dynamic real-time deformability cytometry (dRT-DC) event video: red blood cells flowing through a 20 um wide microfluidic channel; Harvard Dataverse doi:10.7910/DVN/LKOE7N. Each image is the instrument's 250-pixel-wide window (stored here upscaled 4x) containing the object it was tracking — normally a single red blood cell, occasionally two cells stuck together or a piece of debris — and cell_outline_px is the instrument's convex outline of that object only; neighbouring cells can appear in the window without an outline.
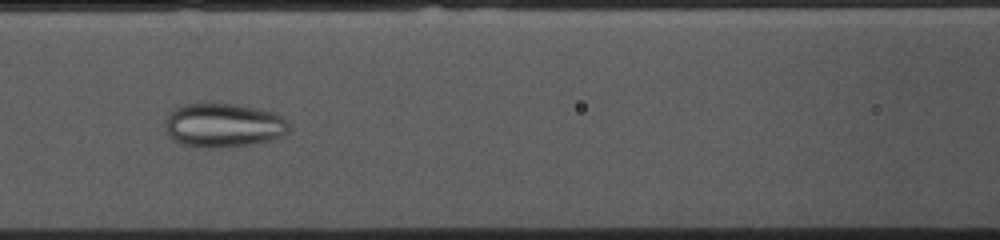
{"species": "common noctule bat (a hibernating species)", "species_latin": "Nyctalus noctula", "temperature_condition": "cold", "stored_images_in_passage": 53, "camera_frame_rate_fps": 3000, "um_per_image_px": 0.085, "animal": {"sex": "female", "body_mass_g": 10.0, "forearm_length_mm": 53.1}, "frame": {"image": 1, "passage_image": 21, "time_ms": 6.667, "image_size_px": [1000, 240], "cell_outline_px": [[288, 132], [280, 136], [268, 140], [248, 144], [216, 148], [208, 148], [184, 144], [168, 136], [164, 120], [180, 104], [232, 104], [256, 108], [276, 112], [284, 116], [288, 120]], "centroid_in_image_um": [19.01, 10.63], "position_along_channel_um": 147.6, "area_um2": 31.44}}
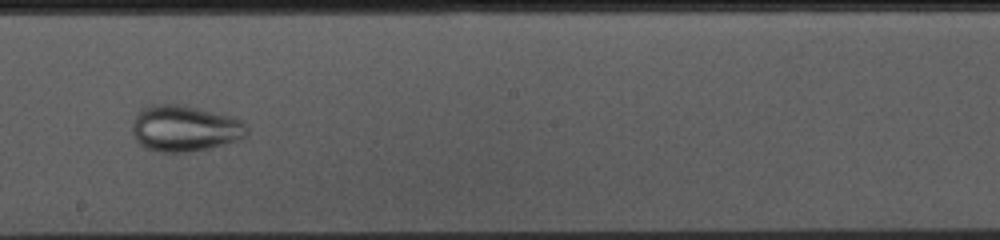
{"frame": {"image": 2, "passage_image": 28, "time_ms": 9.0, "image_size_px": [1000, 240], "cell_outline_px": [[248, 136], [240, 140], [208, 148], [188, 152], [160, 152], [144, 148], [136, 140], [132, 132], [132, 124], [140, 108], [144, 104], [180, 104], [200, 108], [232, 116], [244, 120], [248, 128]], "centroid_in_image_um": [15.72, 10.9], "position_along_channel_um": 232.5, "area_um2": 31.44}}
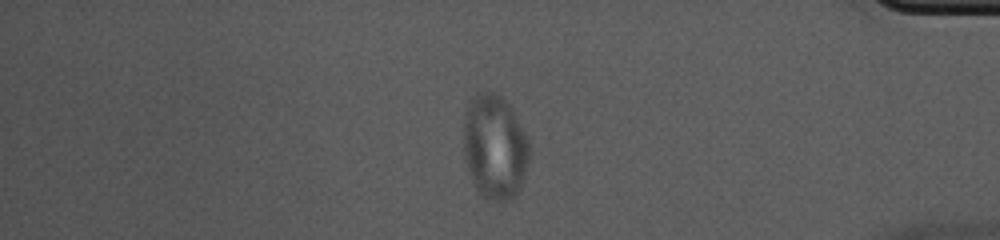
{"frame": {"image": 3, "passage_image": 44, "time_ms": 14.333, "image_size_px": [1000, 240], "cell_outline_px": [[532, 148], [524, 176], [520, 188], [504, 204], [492, 200], [484, 196], [476, 188], [472, 180], [464, 156], [464, 112], [472, 96], [476, 92], [492, 92], [508, 100]], "centroid_in_image_um": [42.06, 12.46], "position_along_channel_um": 393.1, "area_um2": 40.4}}